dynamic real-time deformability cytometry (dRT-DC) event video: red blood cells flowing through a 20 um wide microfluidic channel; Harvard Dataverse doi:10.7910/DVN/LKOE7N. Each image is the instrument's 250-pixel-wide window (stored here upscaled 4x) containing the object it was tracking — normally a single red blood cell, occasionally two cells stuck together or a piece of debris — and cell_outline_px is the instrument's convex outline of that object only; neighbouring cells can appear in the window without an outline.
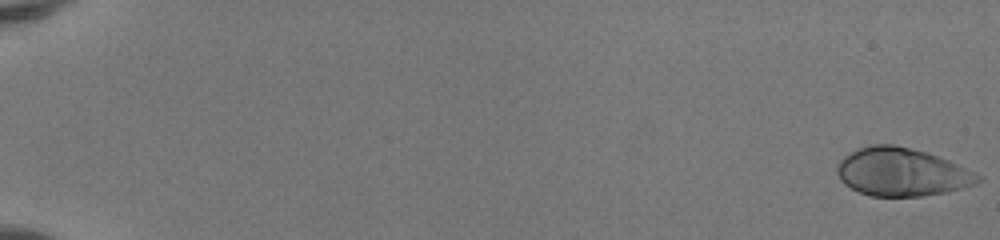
{"species": "human", "species_latin": "Homo sapiens", "temperature_condition": "room temperature", "stored_images_in_passage": 52, "camera_frame_rate_fps": 3000, "um_per_image_px": 0.085, "donor": {"sex": "female"}, "frame": {"image": 1, "passage_image": 1, "time_ms": 0.0, "image_size_px": [1000, 240], "cell_outline_px": [[980, 180], [976, 184], [944, 192], [924, 196], [872, 196], [860, 192], [844, 184], [840, 180], [836, 172], [836, 164], [844, 156], [856, 148], [872, 144], [892, 144], [912, 148], [928, 152], [948, 160], [980, 176]], "centroid_in_image_um": [76.58, 14.61], "position_along_channel_um": 8.4, "area_um2": 39.36}}
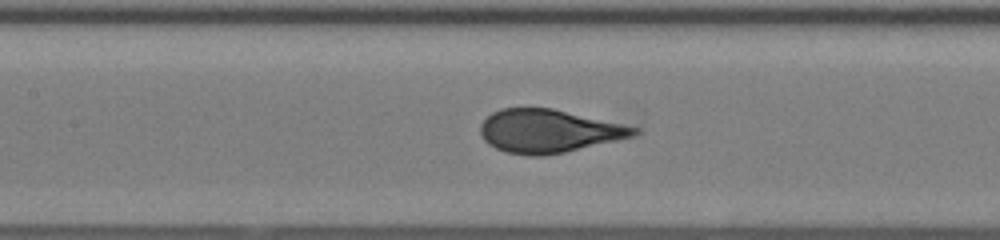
{"frame": {"image": 2, "passage_image": 27, "time_ms": 8.667, "image_size_px": [1000, 240], "cell_outline_px": [[640, 132], [632, 136], [616, 140], [564, 152], [544, 156], [528, 156], [508, 152], [496, 148], [488, 144], [480, 136], [480, 124], [492, 112], [500, 108], [552, 108], [640, 128]], "centroid_in_image_um": [46.59, 11.14], "position_along_channel_um": 160.8, "area_um2": 38.44}}
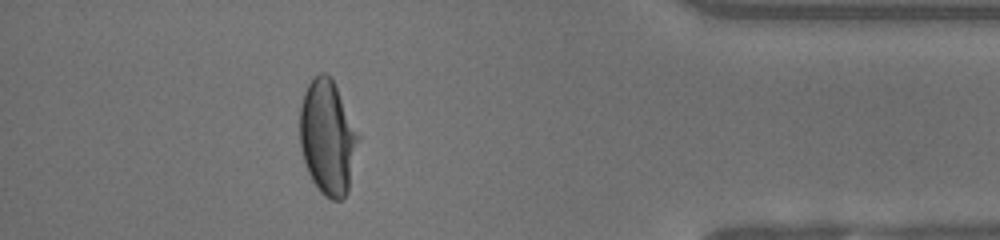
{"frame": {"image": 3, "passage_image": 47, "time_ms": 15.333, "image_size_px": [1000, 240], "cell_outline_px": [[360, 140], [348, 192], [340, 200], [332, 200], [324, 196], [320, 192], [312, 180], [308, 172], [300, 148], [300, 108], [304, 92], [308, 84], [320, 72], [324, 72], [332, 76], [360, 136]], "centroid_in_image_um": [27.87, 11.68], "position_along_channel_um": 407.3, "area_um2": 39.42}, "authors_computed_cell_mechanics": {"area_um2": 39.1306, "velocity_mm_per_s": 4.1677, "shape_relaxation_time_tau1_ms": 4.7289, "shape_relaxation_time_tau2_ms": null, "deformation_change_tau1": 0.2335, "deformation_change_tau2": null}}